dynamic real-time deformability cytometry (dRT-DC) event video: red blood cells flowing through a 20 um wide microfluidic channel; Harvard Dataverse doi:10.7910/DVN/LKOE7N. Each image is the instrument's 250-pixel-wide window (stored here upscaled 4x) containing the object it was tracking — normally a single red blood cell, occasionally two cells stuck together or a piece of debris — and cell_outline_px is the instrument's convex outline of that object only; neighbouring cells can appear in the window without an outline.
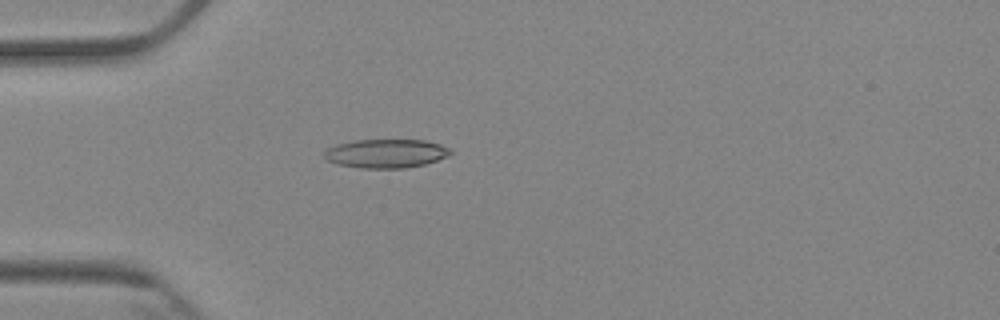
{"species": "Egyptian fruit bat (a non-hibernating species)", "species_latin": "Rousettus aegyptiacus", "temperature_condition": "cold", "stored_images_in_passage": 4, "camera_frame_rate_fps": 3000, "um_per_image_px": 0.085, "animal": {"sex": "female"}, "frame": {"image": 1, "passage_image": 4, "time_ms": 4.333, "image_size_px": [1000, 320], "cell_outline_px": [[452, 152], [448, 156], [424, 164], [404, 168], [360, 168], [336, 164], [328, 160], [324, 156], [324, 152], [328, 148], [336, 144], [352, 140], [424, 140], [440, 144], [448, 148]], "centroid_in_image_um": [32.78, 13.04], "position_along_channel_um": 52.2, "area_um2": 21.1}}